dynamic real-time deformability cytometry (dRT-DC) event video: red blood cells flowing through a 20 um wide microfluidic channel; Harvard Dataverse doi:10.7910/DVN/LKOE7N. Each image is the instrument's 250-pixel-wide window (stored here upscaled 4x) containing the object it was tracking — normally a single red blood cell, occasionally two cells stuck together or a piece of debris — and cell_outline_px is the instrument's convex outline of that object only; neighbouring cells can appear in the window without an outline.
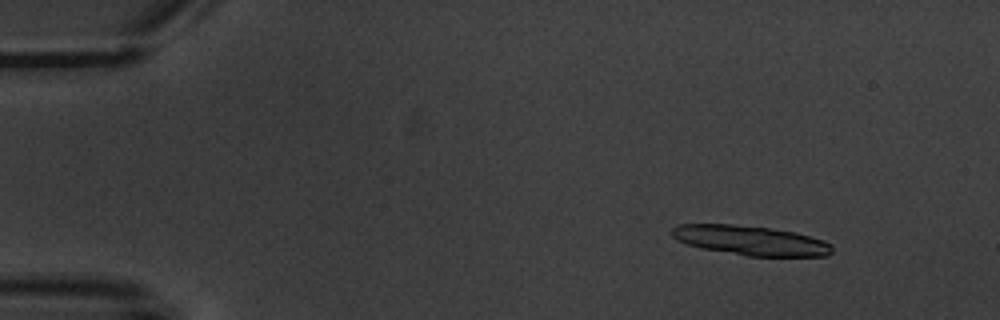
{"species": "common noctule bat (a hibernating species)", "species_latin": "Nyctalus noctula", "temperature_condition": "warm", "stored_images_in_passage": 5, "camera_frame_rate_fps": 3000, "um_per_image_px": 0.085, "animal": {"sex": "male", "body_mass_g": 20.1, "forearm_length_mm": 53.5}, "frame": {"image": 1, "passage_image": 2, "time_ms": 1.0, "image_size_px": [1000, 320], "cell_outline_px": [[832, 252], [828, 256], [748, 256], [700, 248], [676, 240], [672, 236], [672, 228], [676, 224], [732, 224], [768, 228], [796, 232], [824, 240], [832, 244]], "centroid_in_image_um": [63.8, 20.44], "position_along_channel_um": 21.2, "area_um2": 27.69}}